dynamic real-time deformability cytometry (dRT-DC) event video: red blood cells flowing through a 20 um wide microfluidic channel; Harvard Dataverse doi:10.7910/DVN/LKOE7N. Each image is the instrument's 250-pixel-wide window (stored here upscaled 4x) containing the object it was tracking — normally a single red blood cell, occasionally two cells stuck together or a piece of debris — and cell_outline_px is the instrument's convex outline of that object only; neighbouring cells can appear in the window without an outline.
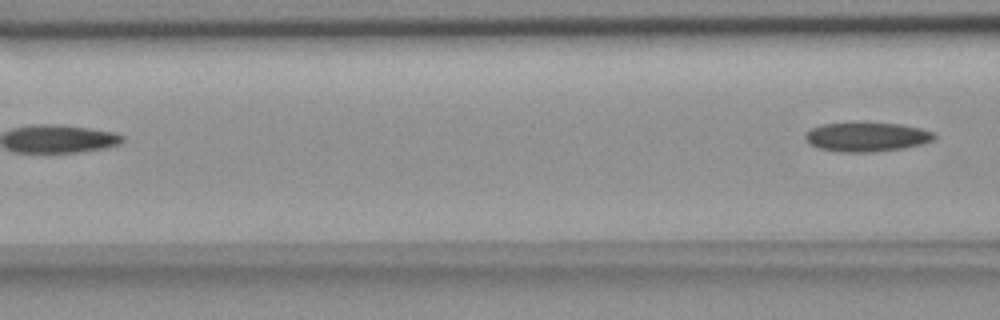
{"species": "common noctule bat (a hibernating species)", "species_latin": "Nyctalus noctula", "temperature_condition": "room temperature", "stored_images_in_passage": 5, "camera_frame_rate_fps": 3000, "um_per_image_px": 0.085, "animal": {"sex": "female", "body_mass_g": 18.4}, "frame": {"image": 1, "passage_image": 5, "time_ms": 4.667, "image_size_px": [1000, 320], "cell_outline_px": [[936, 136], [932, 140], [924, 144], [900, 148], [872, 152], [840, 152], [820, 148], [808, 144], [804, 136], [812, 128], [820, 124], [900, 124], [920, 128], [936, 132]], "centroid_in_image_um": [73.69, 11.65], "position_along_channel_um": 92.9, "area_um2": 21.56}}